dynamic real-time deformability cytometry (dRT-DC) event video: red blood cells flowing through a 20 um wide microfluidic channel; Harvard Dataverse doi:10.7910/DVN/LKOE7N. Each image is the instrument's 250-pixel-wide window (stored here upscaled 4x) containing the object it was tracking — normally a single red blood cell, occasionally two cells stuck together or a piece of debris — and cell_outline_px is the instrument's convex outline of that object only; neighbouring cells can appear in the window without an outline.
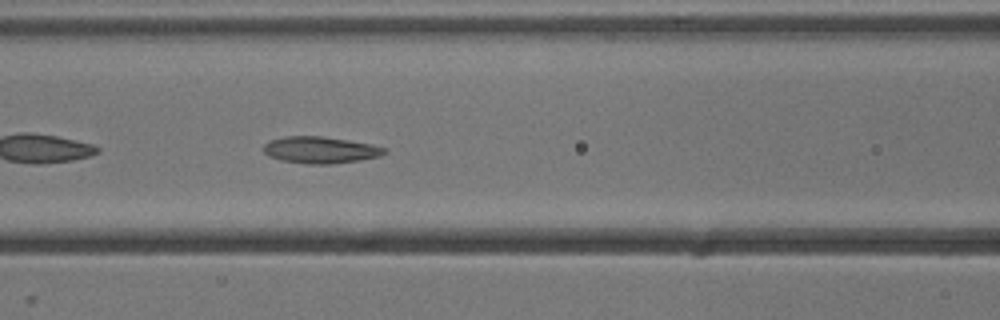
{"species": "common noctule bat (a hibernating species)", "species_latin": "Nyctalus noctula", "temperature_condition": "cold", "stored_images_in_passage": 42, "camera_frame_rate_fps": 3000, "um_per_image_px": 0.085, "animal": {"sex": "male", "body_mass_g": 13.3}, "frame": {"image": 1, "passage_image": 11, "time_ms": 3.333, "image_size_px": [1000, 320], "cell_outline_px": [[388, 152], [380, 156], [360, 160], [332, 164], [308, 164], [280, 160], [268, 156], [264, 152], [264, 144], [268, 140], [284, 136], [324, 136], [372, 144], [388, 148]], "centroid_in_image_um": [27.24, 12.74], "position_along_channel_um": 139.4, "area_um2": 19.07}}
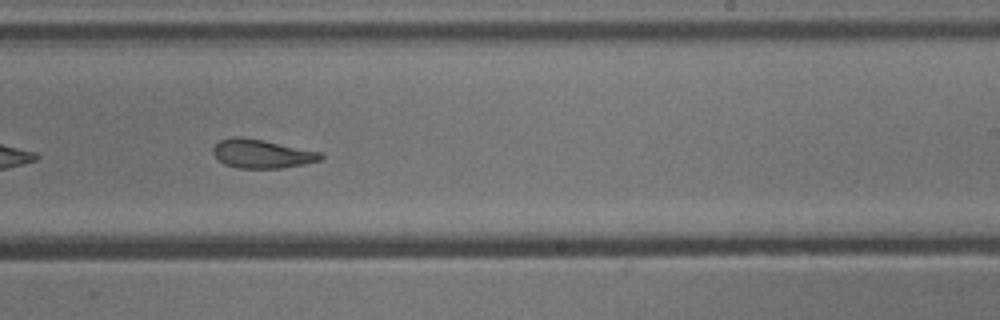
{"frame": {"image": 2, "passage_image": 21, "time_ms": 6.667, "image_size_px": [1000, 320], "cell_outline_px": [[324, 160], [304, 164], [280, 168], [240, 168], [224, 164], [216, 160], [212, 152], [212, 148], [220, 140], [232, 136], [244, 136], [264, 140], [320, 152], [324, 156]], "centroid_in_image_um": [22.23, 13.06], "position_along_channel_um": 266.8, "area_um2": 18.26}}
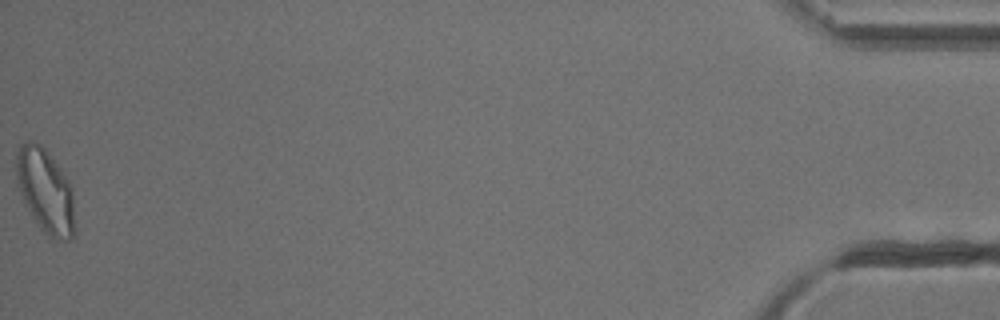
{"frame": {"image": 3, "passage_image": 42, "time_ms": 13.667, "image_size_px": [1000, 320], "cell_outline_px": [[72, 236], [68, 240], [60, 240], [44, 232], [40, 228], [24, 200], [16, 180], [16, 156], [20, 144], [28, 140], [32, 140], [40, 144], [48, 152], [60, 168], [68, 180], [72, 188]], "centroid_in_image_um": [3.82, 16.14], "position_along_channel_um": 431.4, "area_um2": 27.8}, "authors_computed_cell_mechanics": {"area_um2": 19.1607, "velocity_mm_per_s": 3.8311, "shape_relaxation_time_tau1_ms": 5.0558, "shape_relaxation_time_tau2_ms": 3.3332, "deformation_change_tau1": 0.1495, "deformation_change_tau2": 0.1204}}